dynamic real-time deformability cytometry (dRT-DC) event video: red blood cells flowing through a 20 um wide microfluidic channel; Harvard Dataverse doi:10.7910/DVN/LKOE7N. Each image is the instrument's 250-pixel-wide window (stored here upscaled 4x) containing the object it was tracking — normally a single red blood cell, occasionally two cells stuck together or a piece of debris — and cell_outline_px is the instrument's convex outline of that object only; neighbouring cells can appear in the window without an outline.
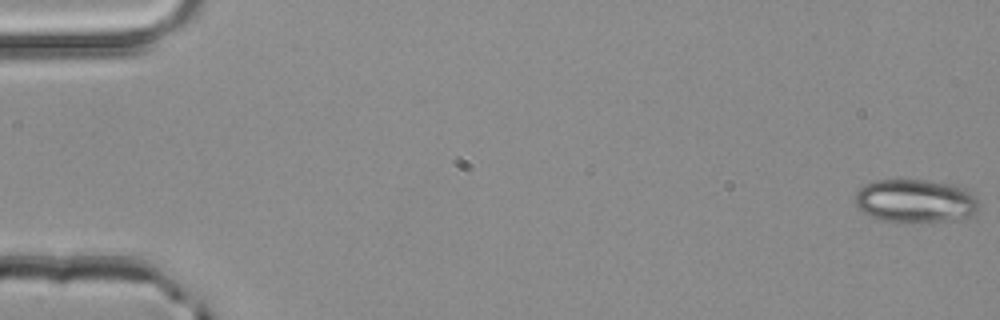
{"species": "common noctule bat (a hibernating species)", "species_latin": "Nyctalus noctula", "temperature_condition": "room temperature", "stored_images_in_passage": 52, "camera_frame_rate_fps": 3000, "um_per_image_px": 0.085, "animal": {"sex": "male", "body_mass_g": 20.4}, "frame": {"image": 1, "passage_image": 1, "time_ms": 0.0, "image_size_px": [1000, 320], "cell_outline_px": [[980, 212], [956, 220], [896, 224], [880, 220], [864, 212], [856, 204], [856, 192], [864, 184], [876, 180], [928, 180], [956, 184], [972, 192], [976, 196], [980, 204]], "centroid_in_image_um": [77.87, 17.1], "position_along_channel_um": 7.1, "area_um2": 32.14}}
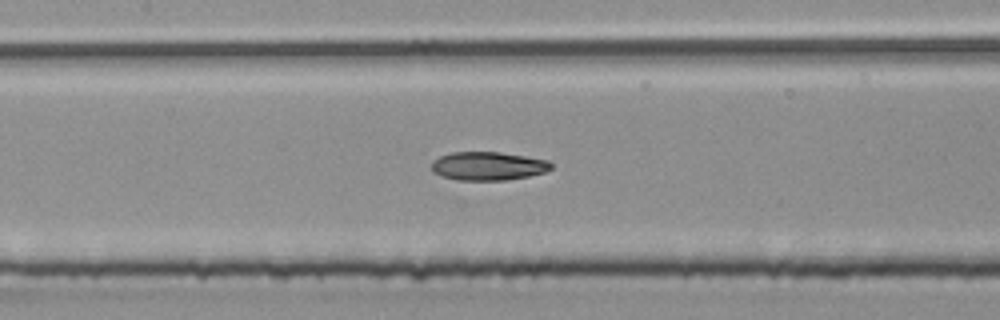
{"frame": {"image": 2, "passage_image": 25, "time_ms": 8.0, "image_size_px": [1000, 320], "cell_outline_px": [[552, 168], [548, 172], [528, 176], [504, 180], [456, 180], [440, 176], [432, 172], [432, 160], [440, 156], [452, 152], [500, 152], [548, 160], [552, 164]], "centroid_in_image_um": [41.47, 14.11], "position_along_channel_um": 165.9, "area_um2": 20.0}}
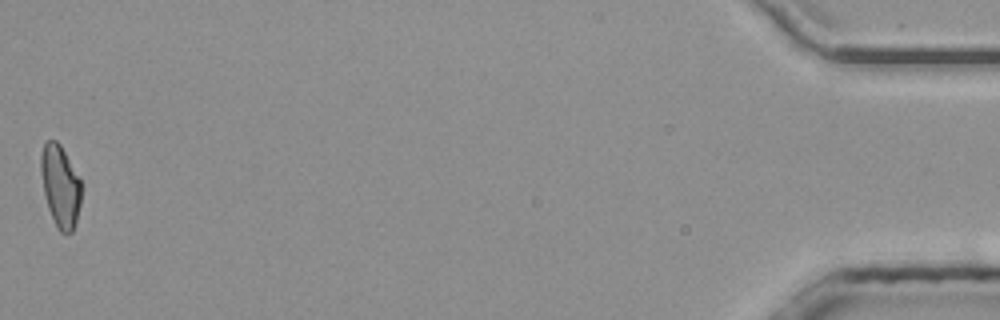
{"frame": {"image": 3, "passage_image": 52, "time_ms": 17.0, "image_size_px": [1000, 320], "cell_outline_px": [[84, 188], [76, 220], [72, 232], [68, 236], [64, 236], [60, 232], [48, 208], [44, 192], [40, 172], [40, 156], [44, 144], [48, 140], [56, 140], [60, 144], [84, 184]], "centroid_in_image_um": [5.16, 15.83], "position_along_channel_um": 430.0, "area_um2": 19.71}, "authors_computed_cell_mechanics": {"area_um2": 20.0855, "velocity_mm_per_s": 4.0766, "shape_relaxation_time_tau1_ms": 6.2177, "shape_relaxation_time_tau2_ms": 2.4353, "deformation_change_tau1": 0.1832, "deformation_change_tau2": 0.0834}}